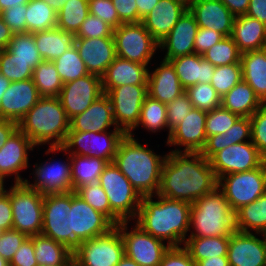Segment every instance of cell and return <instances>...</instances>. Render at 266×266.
Returning a JSON list of instances; mask_svg holds the SVG:
<instances>
[{
    "label": "cell",
    "instance_id": "obj_1",
    "mask_svg": "<svg viewBox=\"0 0 266 266\" xmlns=\"http://www.w3.org/2000/svg\"><path fill=\"white\" fill-rule=\"evenodd\" d=\"M217 185L214 170L201 153L167 151L157 195L193 204Z\"/></svg>",
    "mask_w": 266,
    "mask_h": 266
},
{
    "label": "cell",
    "instance_id": "obj_2",
    "mask_svg": "<svg viewBox=\"0 0 266 266\" xmlns=\"http://www.w3.org/2000/svg\"><path fill=\"white\" fill-rule=\"evenodd\" d=\"M191 203L159 195L141 198L133 220L145 232L169 246H183L190 229Z\"/></svg>",
    "mask_w": 266,
    "mask_h": 266
},
{
    "label": "cell",
    "instance_id": "obj_3",
    "mask_svg": "<svg viewBox=\"0 0 266 266\" xmlns=\"http://www.w3.org/2000/svg\"><path fill=\"white\" fill-rule=\"evenodd\" d=\"M137 136L126 134L119 142L113 163L130 181L141 197L156 195L160 185L161 170L167 153H155L146 139L141 143Z\"/></svg>",
    "mask_w": 266,
    "mask_h": 266
},
{
    "label": "cell",
    "instance_id": "obj_4",
    "mask_svg": "<svg viewBox=\"0 0 266 266\" xmlns=\"http://www.w3.org/2000/svg\"><path fill=\"white\" fill-rule=\"evenodd\" d=\"M70 120L58 97H41L18 122V128L37 147L63 146L70 130Z\"/></svg>",
    "mask_w": 266,
    "mask_h": 266
},
{
    "label": "cell",
    "instance_id": "obj_5",
    "mask_svg": "<svg viewBox=\"0 0 266 266\" xmlns=\"http://www.w3.org/2000/svg\"><path fill=\"white\" fill-rule=\"evenodd\" d=\"M234 213L224 194L216 188L191 205L187 237H230L235 231Z\"/></svg>",
    "mask_w": 266,
    "mask_h": 266
},
{
    "label": "cell",
    "instance_id": "obj_6",
    "mask_svg": "<svg viewBox=\"0 0 266 266\" xmlns=\"http://www.w3.org/2000/svg\"><path fill=\"white\" fill-rule=\"evenodd\" d=\"M45 156L56 155L57 153L63 154L65 160L52 158L54 155L46 160H39L33 163L32 172L29 178L26 179L25 184L31 189H35L43 195L56 194V193H68L72 192V180H71V158L70 154L63 146L46 147ZM63 152V153H62ZM59 159V160H58ZM42 161V162H41ZM33 178V180H32ZM32 182V183H31Z\"/></svg>",
    "mask_w": 266,
    "mask_h": 266
},
{
    "label": "cell",
    "instance_id": "obj_7",
    "mask_svg": "<svg viewBox=\"0 0 266 266\" xmlns=\"http://www.w3.org/2000/svg\"><path fill=\"white\" fill-rule=\"evenodd\" d=\"M7 192L12 206L13 229L28 237L41 234L44 195L25 183H11Z\"/></svg>",
    "mask_w": 266,
    "mask_h": 266
},
{
    "label": "cell",
    "instance_id": "obj_8",
    "mask_svg": "<svg viewBox=\"0 0 266 266\" xmlns=\"http://www.w3.org/2000/svg\"><path fill=\"white\" fill-rule=\"evenodd\" d=\"M98 183L108 197L111 210L122 221L136 218L142 197L113 162L105 166Z\"/></svg>",
    "mask_w": 266,
    "mask_h": 266
},
{
    "label": "cell",
    "instance_id": "obj_9",
    "mask_svg": "<svg viewBox=\"0 0 266 266\" xmlns=\"http://www.w3.org/2000/svg\"><path fill=\"white\" fill-rule=\"evenodd\" d=\"M116 56L135 63L151 65L159 54V43L142 22L122 23L113 31Z\"/></svg>",
    "mask_w": 266,
    "mask_h": 266
},
{
    "label": "cell",
    "instance_id": "obj_10",
    "mask_svg": "<svg viewBox=\"0 0 266 266\" xmlns=\"http://www.w3.org/2000/svg\"><path fill=\"white\" fill-rule=\"evenodd\" d=\"M217 188L234 212L254 202L266 192V160L255 169L219 177Z\"/></svg>",
    "mask_w": 266,
    "mask_h": 266
},
{
    "label": "cell",
    "instance_id": "obj_11",
    "mask_svg": "<svg viewBox=\"0 0 266 266\" xmlns=\"http://www.w3.org/2000/svg\"><path fill=\"white\" fill-rule=\"evenodd\" d=\"M121 232H109L81 242L73 251V266H116L124 257Z\"/></svg>",
    "mask_w": 266,
    "mask_h": 266
},
{
    "label": "cell",
    "instance_id": "obj_12",
    "mask_svg": "<svg viewBox=\"0 0 266 266\" xmlns=\"http://www.w3.org/2000/svg\"><path fill=\"white\" fill-rule=\"evenodd\" d=\"M116 226L121 232L127 257L139 266H159L164 253L170 248L165 241L145 232L133 220L122 221Z\"/></svg>",
    "mask_w": 266,
    "mask_h": 266
},
{
    "label": "cell",
    "instance_id": "obj_13",
    "mask_svg": "<svg viewBox=\"0 0 266 266\" xmlns=\"http://www.w3.org/2000/svg\"><path fill=\"white\" fill-rule=\"evenodd\" d=\"M125 135L122 130L69 131L63 147L69 154L96 157L111 163L114 160L119 142Z\"/></svg>",
    "mask_w": 266,
    "mask_h": 266
},
{
    "label": "cell",
    "instance_id": "obj_14",
    "mask_svg": "<svg viewBox=\"0 0 266 266\" xmlns=\"http://www.w3.org/2000/svg\"><path fill=\"white\" fill-rule=\"evenodd\" d=\"M71 192L46 194L43 198L41 234L72 250Z\"/></svg>",
    "mask_w": 266,
    "mask_h": 266
},
{
    "label": "cell",
    "instance_id": "obj_15",
    "mask_svg": "<svg viewBox=\"0 0 266 266\" xmlns=\"http://www.w3.org/2000/svg\"><path fill=\"white\" fill-rule=\"evenodd\" d=\"M72 251L86 240L103 235L116 225L103 213L93 209L80 198L75 191L71 192Z\"/></svg>",
    "mask_w": 266,
    "mask_h": 266
},
{
    "label": "cell",
    "instance_id": "obj_16",
    "mask_svg": "<svg viewBox=\"0 0 266 266\" xmlns=\"http://www.w3.org/2000/svg\"><path fill=\"white\" fill-rule=\"evenodd\" d=\"M106 95L112 104L116 126L129 134L138 124L142 104L148 95L147 85H121L110 89Z\"/></svg>",
    "mask_w": 266,
    "mask_h": 266
},
{
    "label": "cell",
    "instance_id": "obj_17",
    "mask_svg": "<svg viewBox=\"0 0 266 266\" xmlns=\"http://www.w3.org/2000/svg\"><path fill=\"white\" fill-rule=\"evenodd\" d=\"M35 149L32 141L17 128L0 148V176L13 179L14 184L24 183L26 178L21 173L31 167L29 153Z\"/></svg>",
    "mask_w": 266,
    "mask_h": 266
},
{
    "label": "cell",
    "instance_id": "obj_18",
    "mask_svg": "<svg viewBox=\"0 0 266 266\" xmlns=\"http://www.w3.org/2000/svg\"><path fill=\"white\" fill-rule=\"evenodd\" d=\"M265 160L252 141H247L218 151L209 159V162L218 179L227 174L255 169Z\"/></svg>",
    "mask_w": 266,
    "mask_h": 266
},
{
    "label": "cell",
    "instance_id": "obj_19",
    "mask_svg": "<svg viewBox=\"0 0 266 266\" xmlns=\"http://www.w3.org/2000/svg\"><path fill=\"white\" fill-rule=\"evenodd\" d=\"M103 94L102 77L89 73L74 81L64 83L58 98L70 120L83 113Z\"/></svg>",
    "mask_w": 266,
    "mask_h": 266
},
{
    "label": "cell",
    "instance_id": "obj_20",
    "mask_svg": "<svg viewBox=\"0 0 266 266\" xmlns=\"http://www.w3.org/2000/svg\"><path fill=\"white\" fill-rule=\"evenodd\" d=\"M207 112L192 108L187 116L171 131L170 137L165 142L166 147L173 152L201 153L206 144Z\"/></svg>",
    "mask_w": 266,
    "mask_h": 266
},
{
    "label": "cell",
    "instance_id": "obj_21",
    "mask_svg": "<svg viewBox=\"0 0 266 266\" xmlns=\"http://www.w3.org/2000/svg\"><path fill=\"white\" fill-rule=\"evenodd\" d=\"M230 266H266V234L235 230L229 239Z\"/></svg>",
    "mask_w": 266,
    "mask_h": 266
},
{
    "label": "cell",
    "instance_id": "obj_22",
    "mask_svg": "<svg viewBox=\"0 0 266 266\" xmlns=\"http://www.w3.org/2000/svg\"><path fill=\"white\" fill-rule=\"evenodd\" d=\"M194 15L187 9L170 33L159 42V53L164 60L195 53L194 40L198 32ZM165 52V53H164Z\"/></svg>",
    "mask_w": 266,
    "mask_h": 266
},
{
    "label": "cell",
    "instance_id": "obj_23",
    "mask_svg": "<svg viewBox=\"0 0 266 266\" xmlns=\"http://www.w3.org/2000/svg\"><path fill=\"white\" fill-rule=\"evenodd\" d=\"M41 97L32 78L11 82L0 101V117L18 123Z\"/></svg>",
    "mask_w": 266,
    "mask_h": 266
},
{
    "label": "cell",
    "instance_id": "obj_24",
    "mask_svg": "<svg viewBox=\"0 0 266 266\" xmlns=\"http://www.w3.org/2000/svg\"><path fill=\"white\" fill-rule=\"evenodd\" d=\"M75 46L87 71L100 77L116 58L114 37L76 38Z\"/></svg>",
    "mask_w": 266,
    "mask_h": 266
},
{
    "label": "cell",
    "instance_id": "obj_25",
    "mask_svg": "<svg viewBox=\"0 0 266 266\" xmlns=\"http://www.w3.org/2000/svg\"><path fill=\"white\" fill-rule=\"evenodd\" d=\"M157 64L153 61V70L149 67L147 92L148 95L161 103L168 104L176 97L182 95L185 89L175 72V68L169 60L160 59ZM155 67V68H154Z\"/></svg>",
    "mask_w": 266,
    "mask_h": 266
},
{
    "label": "cell",
    "instance_id": "obj_26",
    "mask_svg": "<svg viewBox=\"0 0 266 266\" xmlns=\"http://www.w3.org/2000/svg\"><path fill=\"white\" fill-rule=\"evenodd\" d=\"M188 9L194 15L198 27L231 36L235 16L220 0H189Z\"/></svg>",
    "mask_w": 266,
    "mask_h": 266
},
{
    "label": "cell",
    "instance_id": "obj_27",
    "mask_svg": "<svg viewBox=\"0 0 266 266\" xmlns=\"http://www.w3.org/2000/svg\"><path fill=\"white\" fill-rule=\"evenodd\" d=\"M187 9V0H159V3L142 19V23L159 43L170 33Z\"/></svg>",
    "mask_w": 266,
    "mask_h": 266
},
{
    "label": "cell",
    "instance_id": "obj_28",
    "mask_svg": "<svg viewBox=\"0 0 266 266\" xmlns=\"http://www.w3.org/2000/svg\"><path fill=\"white\" fill-rule=\"evenodd\" d=\"M69 122V131L104 132L107 130H121L115 124L112 104L105 93L95 100L83 113L71 118Z\"/></svg>",
    "mask_w": 266,
    "mask_h": 266
},
{
    "label": "cell",
    "instance_id": "obj_29",
    "mask_svg": "<svg viewBox=\"0 0 266 266\" xmlns=\"http://www.w3.org/2000/svg\"><path fill=\"white\" fill-rule=\"evenodd\" d=\"M150 66L116 56L102 76L103 92L121 85H147Z\"/></svg>",
    "mask_w": 266,
    "mask_h": 266
},
{
    "label": "cell",
    "instance_id": "obj_30",
    "mask_svg": "<svg viewBox=\"0 0 266 266\" xmlns=\"http://www.w3.org/2000/svg\"><path fill=\"white\" fill-rule=\"evenodd\" d=\"M169 61L185 90L197 83H210L215 71V66L197 53L179 56Z\"/></svg>",
    "mask_w": 266,
    "mask_h": 266
},
{
    "label": "cell",
    "instance_id": "obj_31",
    "mask_svg": "<svg viewBox=\"0 0 266 266\" xmlns=\"http://www.w3.org/2000/svg\"><path fill=\"white\" fill-rule=\"evenodd\" d=\"M231 38L241 53L264 49L266 46V24L247 15L234 19Z\"/></svg>",
    "mask_w": 266,
    "mask_h": 266
},
{
    "label": "cell",
    "instance_id": "obj_32",
    "mask_svg": "<svg viewBox=\"0 0 266 266\" xmlns=\"http://www.w3.org/2000/svg\"><path fill=\"white\" fill-rule=\"evenodd\" d=\"M243 80L254 90L256 96L266 104V49L241 54Z\"/></svg>",
    "mask_w": 266,
    "mask_h": 266
},
{
    "label": "cell",
    "instance_id": "obj_33",
    "mask_svg": "<svg viewBox=\"0 0 266 266\" xmlns=\"http://www.w3.org/2000/svg\"><path fill=\"white\" fill-rule=\"evenodd\" d=\"M36 47L43 60L54 61L75 45L76 35L55 27L33 33Z\"/></svg>",
    "mask_w": 266,
    "mask_h": 266
},
{
    "label": "cell",
    "instance_id": "obj_34",
    "mask_svg": "<svg viewBox=\"0 0 266 266\" xmlns=\"http://www.w3.org/2000/svg\"><path fill=\"white\" fill-rule=\"evenodd\" d=\"M34 254L38 266H73V251L50 237L33 236Z\"/></svg>",
    "mask_w": 266,
    "mask_h": 266
},
{
    "label": "cell",
    "instance_id": "obj_35",
    "mask_svg": "<svg viewBox=\"0 0 266 266\" xmlns=\"http://www.w3.org/2000/svg\"><path fill=\"white\" fill-rule=\"evenodd\" d=\"M247 141H251V120L250 117H239L225 133L208 136L201 154L209 160L218 151Z\"/></svg>",
    "mask_w": 266,
    "mask_h": 266
},
{
    "label": "cell",
    "instance_id": "obj_36",
    "mask_svg": "<svg viewBox=\"0 0 266 266\" xmlns=\"http://www.w3.org/2000/svg\"><path fill=\"white\" fill-rule=\"evenodd\" d=\"M262 105L254 90L243 79L221 98V106L240 117H250Z\"/></svg>",
    "mask_w": 266,
    "mask_h": 266
},
{
    "label": "cell",
    "instance_id": "obj_37",
    "mask_svg": "<svg viewBox=\"0 0 266 266\" xmlns=\"http://www.w3.org/2000/svg\"><path fill=\"white\" fill-rule=\"evenodd\" d=\"M235 230L266 234V192L235 211Z\"/></svg>",
    "mask_w": 266,
    "mask_h": 266
},
{
    "label": "cell",
    "instance_id": "obj_38",
    "mask_svg": "<svg viewBox=\"0 0 266 266\" xmlns=\"http://www.w3.org/2000/svg\"><path fill=\"white\" fill-rule=\"evenodd\" d=\"M72 191L98 182L108 162L104 159L70 154Z\"/></svg>",
    "mask_w": 266,
    "mask_h": 266
},
{
    "label": "cell",
    "instance_id": "obj_39",
    "mask_svg": "<svg viewBox=\"0 0 266 266\" xmlns=\"http://www.w3.org/2000/svg\"><path fill=\"white\" fill-rule=\"evenodd\" d=\"M167 104L151 98L147 95L141 107L140 117L137 126L129 133L135 137L136 130L144 129L149 134H158V132L167 131L166 141L170 137L167 123ZM141 127V128H140Z\"/></svg>",
    "mask_w": 266,
    "mask_h": 266
},
{
    "label": "cell",
    "instance_id": "obj_40",
    "mask_svg": "<svg viewBox=\"0 0 266 266\" xmlns=\"http://www.w3.org/2000/svg\"><path fill=\"white\" fill-rule=\"evenodd\" d=\"M230 237H187L183 247L195 263L208 257L227 256Z\"/></svg>",
    "mask_w": 266,
    "mask_h": 266
},
{
    "label": "cell",
    "instance_id": "obj_41",
    "mask_svg": "<svg viewBox=\"0 0 266 266\" xmlns=\"http://www.w3.org/2000/svg\"><path fill=\"white\" fill-rule=\"evenodd\" d=\"M27 32L35 33L57 27V12L43 0H30L26 11Z\"/></svg>",
    "mask_w": 266,
    "mask_h": 266
},
{
    "label": "cell",
    "instance_id": "obj_42",
    "mask_svg": "<svg viewBox=\"0 0 266 266\" xmlns=\"http://www.w3.org/2000/svg\"><path fill=\"white\" fill-rule=\"evenodd\" d=\"M39 94L42 97H58L63 82L52 61H41L33 70L32 77Z\"/></svg>",
    "mask_w": 266,
    "mask_h": 266
},
{
    "label": "cell",
    "instance_id": "obj_43",
    "mask_svg": "<svg viewBox=\"0 0 266 266\" xmlns=\"http://www.w3.org/2000/svg\"><path fill=\"white\" fill-rule=\"evenodd\" d=\"M88 15V0H67L57 12V27L76 35Z\"/></svg>",
    "mask_w": 266,
    "mask_h": 266
},
{
    "label": "cell",
    "instance_id": "obj_44",
    "mask_svg": "<svg viewBox=\"0 0 266 266\" xmlns=\"http://www.w3.org/2000/svg\"><path fill=\"white\" fill-rule=\"evenodd\" d=\"M52 62L63 83L74 81L89 74L75 45Z\"/></svg>",
    "mask_w": 266,
    "mask_h": 266
},
{
    "label": "cell",
    "instance_id": "obj_45",
    "mask_svg": "<svg viewBox=\"0 0 266 266\" xmlns=\"http://www.w3.org/2000/svg\"><path fill=\"white\" fill-rule=\"evenodd\" d=\"M40 62H26L15 58L7 49L0 50V73L10 82L33 77V70Z\"/></svg>",
    "mask_w": 266,
    "mask_h": 266
},
{
    "label": "cell",
    "instance_id": "obj_46",
    "mask_svg": "<svg viewBox=\"0 0 266 266\" xmlns=\"http://www.w3.org/2000/svg\"><path fill=\"white\" fill-rule=\"evenodd\" d=\"M241 52L231 36H225L218 43L202 54L213 66L240 63Z\"/></svg>",
    "mask_w": 266,
    "mask_h": 266
},
{
    "label": "cell",
    "instance_id": "obj_47",
    "mask_svg": "<svg viewBox=\"0 0 266 266\" xmlns=\"http://www.w3.org/2000/svg\"><path fill=\"white\" fill-rule=\"evenodd\" d=\"M75 193L93 209L106 215L115 225L122 222V220L111 210L108 197L98 182L85 185L79 188Z\"/></svg>",
    "mask_w": 266,
    "mask_h": 266
},
{
    "label": "cell",
    "instance_id": "obj_48",
    "mask_svg": "<svg viewBox=\"0 0 266 266\" xmlns=\"http://www.w3.org/2000/svg\"><path fill=\"white\" fill-rule=\"evenodd\" d=\"M242 79L241 63H235L215 67L210 84L222 98Z\"/></svg>",
    "mask_w": 266,
    "mask_h": 266
},
{
    "label": "cell",
    "instance_id": "obj_49",
    "mask_svg": "<svg viewBox=\"0 0 266 266\" xmlns=\"http://www.w3.org/2000/svg\"><path fill=\"white\" fill-rule=\"evenodd\" d=\"M15 58L26 62L43 61L39 50L36 47L33 33L13 34L7 48Z\"/></svg>",
    "mask_w": 266,
    "mask_h": 266
},
{
    "label": "cell",
    "instance_id": "obj_50",
    "mask_svg": "<svg viewBox=\"0 0 266 266\" xmlns=\"http://www.w3.org/2000/svg\"><path fill=\"white\" fill-rule=\"evenodd\" d=\"M193 108L201 111L210 112L214 108L221 106V97L210 83H197L185 90Z\"/></svg>",
    "mask_w": 266,
    "mask_h": 266
},
{
    "label": "cell",
    "instance_id": "obj_51",
    "mask_svg": "<svg viewBox=\"0 0 266 266\" xmlns=\"http://www.w3.org/2000/svg\"><path fill=\"white\" fill-rule=\"evenodd\" d=\"M240 116L220 106L207 112L205 132L206 137L225 133Z\"/></svg>",
    "mask_w": 266,
    "mask_h": 266
},
{
    "label": "cell",
    "instance_id": "obj_52",
    "mask_svg": "<svg viewBox=\"0 0 266 266\" xmlns=\"http://www.w3.org/2000/svg\"><path fill=\"white\" fill-rule=\"evenodd\" d=\"M251 141L259 153L266 159V104L258 108L251 116Z\"/></svg>",
    "mask_w": 266,
    "mask_h": 266
},
{
    "label": "cell",
    "instance_id": "obj_53",
    "mask_svg": "<svg viewBox=\"0 0 266 266\" xmlns=\"http://www.w3.org/2000/svg\"><path fill=\"white\" fill-rule=\"evenodd\" d=\"M192 108L193 105L186 92L167 104L166 117L169 134L187 116Z\"/></svg>",
    "mask_w": 266,
    "mask_h": 266
},
{
    "label": "cell",
    "instance_id": "obj_54",
    "mask_svg": "<svg viewBox=\"0 0 266 266\" xmlns=\"http://www.w3.org/2000/svg\"><path fill=\"white\" fill-rule=\"evenodd\" d=\"M114 29L99 17L89 14L82 23L76 38L113 37Z\"/></svg>",
    "mask_w": 266,
    "mask_h": 266
},
{
    "label": "cell",
    "instance_id": "obj_55",
    "mask_svg": "<svg viewBox=\"0 0 266 266\" xmlns=\"http://www.w3.org/2000/svg\"><path fill=\"white\" fill-rule=\"evenodd\" d=\"M89 14L99 17L113 29H116L122 22L112 0H88Z\"/></svg>",
    "mask_w": 266,
    "mask_h": 266
},
{
    "label": "cell",
    "instance_id": "obj_56",
    "mask_svg": "<svg viewBox=\"0 0 266 266\" xmlns=\"http://www.w3.org/2000/svg\"><path fill=\"white\" fill-rule=\"evenodd\" d=\"M27 4L14 5L0 13L3 21L9 26L13 34L27 32L26 23Z\"/></svg>",
    "mask_w": 266,
    "mask_h": 266
},
{
    "label": "cell",
    "instance_id": "obj_57",
    "mask_svg": "<svg viewBox=\"0 0 266 266\" xmlns=\"http://www.w3.org/2000/svg\"><path fill=\"white\" fill-rule=\"evenodd\" d=\"M27 238L26 234L14 229L2 231L0 236V256L10 263L18 248Z\"/></svg>",
    "mask_w": 266,
    "mask_h": 266
},
{
    "label": "cell",
    "instance_id": "obj_58",
    "mask_svg": "<svg viewBox=\"0 0 266 266\" xmlns=\"http://www.w3.org/2000/svg\"><path fill=\"white\" fill-rule=\"evenodd\" d=\"M159 266H196V263L183 246H170Z\"/></svg>",
    "mask_w": 266,
    "mask_h": 266
},
{
    "label": "cell",
    "instance_id": "obj_59",
    "mask_svg": "<svg viewBox=\"0 0 266 266\" xmlns=\"http://www.w3.org/2000/svg\"><path fill=\"white\" fill-rule=\"evenodd\" d=\"M223 37H225L223 34L213 29L199 27L194 40L195 53L202 55Z\"/></svg>",
    "mask_w": 266,
    "mask_h": 266
},
{
    "label": "cell",
    "instance_id": "obj_60",
    "mask_svg": "<svg viewBox=\"0 0 266 266\" xmlns=\"http://www.w3.org/2000/svg\"><path fill=\"white\" fill-rule=\"evenodd\" d=\"M10 266H38L34 254L33 236L28 237L18 248L10 261Z\"/></svg>",
    "mask_w": 266,
    "mask_h": 266
},
{
    "label": "cell",
    "instance_id": "obj_61",
    "mask_svg": "<svg viewBox=\"0 0 266 266\" xmlns=\"http://www.w3.org/2000/svg\"><path fill=\"white\" fill-rule=\"evenodd\" d=\"M122 23H138V8L135 0H112Z\"/></svg>",
    "mask_w": 266,
    "mask_h": 266
},
{
    "label": "cell",
    "instance_id": "obj_62",
    "mask_svg": "<svg viewBox=\"0 0 266 266\" xmlns=\"http://www.w3.org/2000/svg\"><path fill=\"white\" fill-rule=\"evenodd\" d=\"M0 229L2 231L13 229L12 206L8 192L0 197Z\"/></svg>",
    "mask_w": 266,
    "mask_h": 266
},
{
    "label": "cell",
    "instance_id": "obj_63",
    "mask_svg": "<svg viewBox=\"0 0 266 266\" xmlns=\"http://www.w3.org/2000/svg\"><path fill=\"white\" fill-rule=\"evenodd\" d=\"M246 15L266 24V0H250Z\"/></svg>",
    "mask_w": 266,
    "mask_h": 266
},
{
    "label": "cell",
    "instance_id": "obj_64",
    "mask_svg": "<svg viewBox=\"0 0 266 266\" xmlns=\"http://www.w3.org/2000/svg\"><path fill=\"white\" fill-rule=\"evenodd\" d=\"M235 16L246 15L250 0H220Z\"/></svg>",
    "mask_w": 266,
    "mask_h": 266
},
{
    "label": "cell",
    "instance_id": "obj_65",
    "mask_svg": "<svg viewBox=\"0 0 266 266\" xmlns=\"http://www.w3.org/2000/svg\"><path fill=\"white\" fill-rule=\"evenodd\" d=\"M17 128V122L0 117V148L6 143L7 139Z\"/></svg>",
    "mask_w": 266,
    "mask_h": 266
},
{
    "label": "cell",
    "instance_id": "obj_66",
    "mask_svg": "<svg viewBox=\"0 0 266 266\" xmlns=\"http://www.w3.org/2000/svg\"><path fill=\"white\" fill-rule=\"evenodd\" d=\"M138 8V23L154 8L159 0H135Z\"/></svg>",
    "mask_w": 266,
    "mask_h": 266
},
{
    "label": "cell",
    "instance_id": "obj_67",
    "mask_svg": "<svg viewBox=\"0 0 266 266\" xmlns=\"http://www.w3.org/2000/svg\"><path fill=\"white\" fill-rule=\"evenodd\" d=\"M13 33L9 26L3 21L0 16V50L7 48L10 40L12 39Z\"/></svg>",
    "mask_w": 266,
    "mask_h": 266
},
{
    "label": "cell",
    "instance_id": "obj_68",
    "mask_svg": "<svg viewBox=\"0 0 266 266\" xmlns=\"http://www.w3.org/2000/svg\"><path fill=\"white\" fill-rule=\"evenodd\" d=\"M196 266H230L227 256L208 257L207 259L200 260Z\"/></svg>",
    "mask_w": 266,
    "mask_h": 266
},
{
    "label": "cell",
    "instance_id": "obj_69",
    "mask_svg": "<svg viewBox=\"0 0 266 266\" xmlns=\"http://www.w3.org/2000/svg\"><path fill=\"white\" fill-rule=\"evenodd\" d=\"M30 0H0V13L14 5L27 4Z\"/></svg>",
    "mask_w": 266,
    "mask_h": 266
},
{
    "label": "cell",
    "instance_id": "obj_70",
    "mask_svg": "<svg viewBox=\"0 0 266 266\" xmlns=\"http://www.w3.org/2000/svg\"><path fill=\"white\" fill-rule=\"evenodd\" d=\"M51 6L56 12H59L67 0H43Z\"/></svg>",
    "mask_w": 266,
    "mask_h": 266
},
{
    "label": "cell",
    "instance_id": "obj_71",
    "mask_svg": "<svg viewBox=\"0 0 266 266\" xmlns=\"http://www.w3.org/2000/svg\"><path fill=\"white\" fill-rule=\"evenodd\" d=\"M11 82L0 73V101L3 93L7 90Z\"/></svg>",
    "mask_w": 266,
    "mask_h": 266
},
{
    "label": "cell",
    "instance_id": "obj_72",
    "mask_svg": "<svg viewBox=\"0 0 266 266\" xmlns=\"http://www.w3.org/2000/svg\"><path fill=\"white\" fill-rule=\"evenodd\" d=\"M116 266H139L133 259H130L126 255L119 261Z\"/></svg>",
    "mask_w": 266,
    "mask_h": 266
},
{
    "label": "cell",
    "instance_id": "obj_73",
    "mask_svg": "<svg viewBox=\"0 0 266 266\" xmlns=\"http://www.w3.org/2000/svg\"><path fill=\"white\" fill-rule=\"evenodd\" d=\"M8 181H10V180H7L6 181V179L4 178V177H2V176H0V197L4 194V193H6L7 192V187H9V185L7 186V182ZM6 184V185H5Z\"/></svg>",
    "mask_w": 266,
    "mask_h": 266
},
{
    "label": "cell",
    "instance_id": "obj_74",
    "mask_svg": "<svg viewBox=\"0 0 266 266\" xmlns=\"http://www.w3.org/2000/svg\"><path fill=\"white\" fill-rule=\"evenodd\" d=\"M0 266H10V263L0 256Z\"/></svg>",
    "mask_w": 266,
    "mask_h": 266
}]
</instances>
